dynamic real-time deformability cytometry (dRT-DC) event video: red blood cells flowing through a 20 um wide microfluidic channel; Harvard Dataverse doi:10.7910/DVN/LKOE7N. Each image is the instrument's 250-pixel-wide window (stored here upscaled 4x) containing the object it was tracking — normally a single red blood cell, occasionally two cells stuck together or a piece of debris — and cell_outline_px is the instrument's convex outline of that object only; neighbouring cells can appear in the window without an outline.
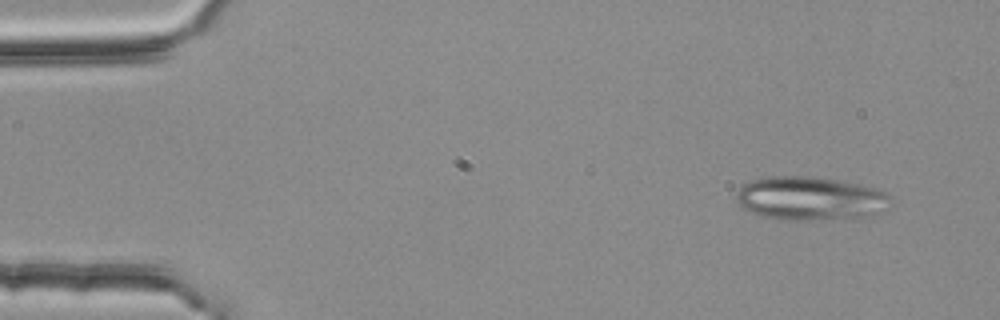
{"species": "common noctule bat (a hibernating species)", "species_latin": "Nyctalus noctula", "temperature_condition": "room temperature", "stored_images_in_passage": 3, "camera_frame_rate_fps": 3000, "um_per_image_px": 0.085, "animal": {"sex": "female", "body_mass_g": 25.1}, "frame": {"image": 1, "passage_image": 1, "time_ms": 0.0, "image_size_px": [1000, 320], "cell_outline_px": [[892, 196], [880, 212], [864, 216], [808, 220], [780, 220], [764, 216], [752, 212], [744, 208], [736, 200], [736, 192], [744, 184], [752, 180], [772, 176], [808, 176], [836, 180], [876, 188]], "centroid_in_image_um": [68.81, 16.86], "position_along_channel_um": 16.2, "area_um2": 38.55}}